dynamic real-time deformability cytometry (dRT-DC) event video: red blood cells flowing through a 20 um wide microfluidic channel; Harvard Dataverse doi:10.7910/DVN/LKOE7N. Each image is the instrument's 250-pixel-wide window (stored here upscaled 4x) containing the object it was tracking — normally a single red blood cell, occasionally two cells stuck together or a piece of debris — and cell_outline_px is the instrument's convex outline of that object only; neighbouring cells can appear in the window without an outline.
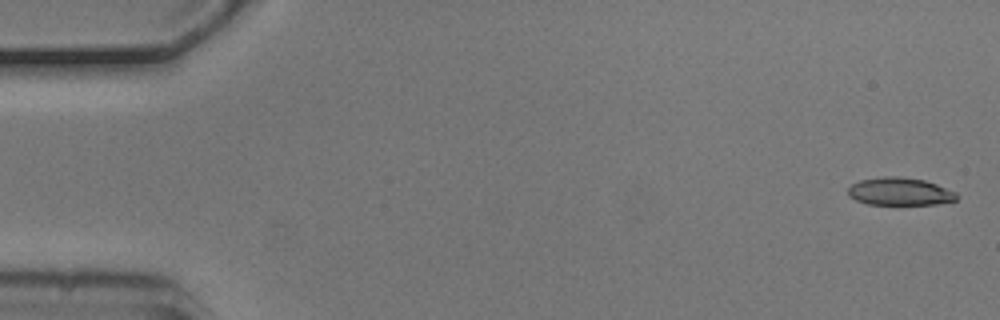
{"species": "common noctule bat (a hibernating species)", "species_latin": "Nyctalus noctula", "temperature_condition": "cold", "stored_images_in_passage": 5, "camera_frame_rate_fps": 3000, "um_per_image_px": 0.085, "animal": {"sex": "male", "body_mass_g": 20.5, "forearm_length_mm": 52.5}, "frame": {"image": 1, "passage_image": 1, "time_ms": 0.0, "image_size_px": [1000, 320], "cell_outline_px": [[956, 200], [936, 204], [868, 204], [856, 200], [848, 196], [848, 188], [852, 184], [860, 180], [884, 176], [896, 176], [924, 180], [936, 184], [956, 192]], "centroid_in_image_um": [76.45, 16.27], "position_along_channel_um": 8.5, "area_um2": 17.4}}
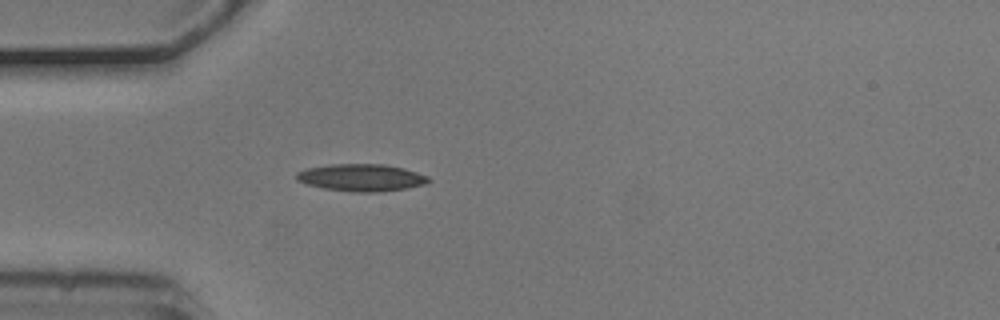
{"frame": {"image": 2, "passage_image": 5, "time_ms": 1.333, "image_size_px": [1000, 320], "cell_outline_px": [[432, 180], [428, 184], [404, 188], [376, 192], [352, 192], [324, 188], [308, 184], [296, 180], [296, 172], [308, 168], [332, 164], [384, 164], [404, 168], [428, 176]], "centroid_in_image_um": [30.74, 15.09], "position_along_channel_um": 54.3, "area_um2": 20.87}}